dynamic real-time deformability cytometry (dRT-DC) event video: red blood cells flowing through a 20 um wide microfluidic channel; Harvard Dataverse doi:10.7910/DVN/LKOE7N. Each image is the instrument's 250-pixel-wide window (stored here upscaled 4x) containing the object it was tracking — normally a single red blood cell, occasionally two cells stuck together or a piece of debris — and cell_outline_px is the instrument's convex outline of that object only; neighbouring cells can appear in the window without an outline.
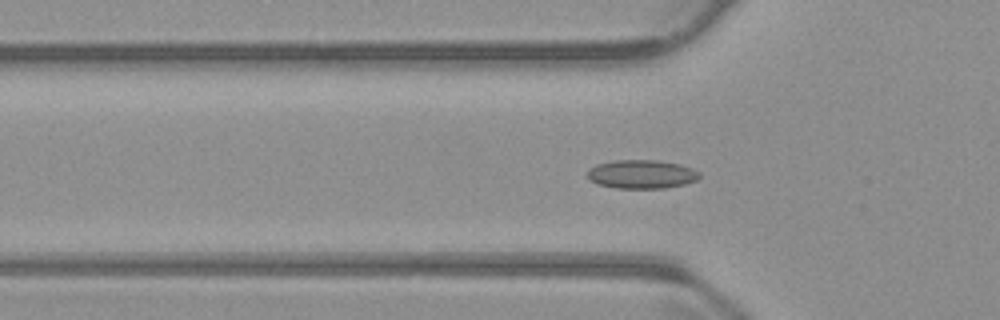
{"species": "common noctule bat (a hibernating species)", "species_latin": "Nyctalus noctula", "temperature_condition": "warm", "stored_images_in_passage": 45, "segment_of_instrument_passage": [1, 2], "camera_frame_rate_fps": 3000, "um_per_image_px": 0.085, "animal": {"sex": "male", "body_mass_g": 23.1, "forearm_length_mm": 52.7}, "frame": {"image": 1, "passage_image": 7, "time_ms": 2.0, "image_size_px": [1000, 320], "cell_outline_px": [[700, 176], [696, 180], [684, 184], [664, 188], [616, 188], [596, 184], [588, 180], [588, 172], [596, 164], [616, 160], [660, 160], [680, 164], [692, 168], [700, 172]], "centroid_in_image_um": [54.54, 14.8], "position_along_channel_um": 71.3, "area_um2": 18.79}}
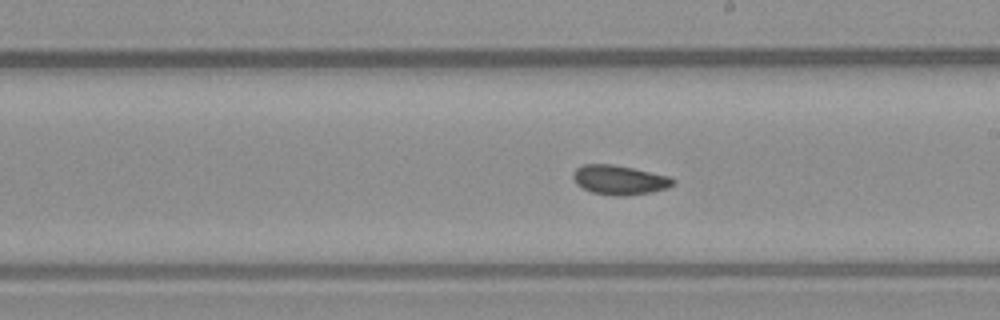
{"frame": {"image": 2, "passage_image": 20, "time_ms": 6.333, "image_size_px": [1000, 320], "cell_outline_px": [[676, 184], [668, 188], [652, 192], [624, 196], [616, 196], [592, 192], [576, 184], [572, 176], [572, 172], [576, 168], [584, 164], [612, 164], [632, 168], [668, 176], [676, 180]], "centroid_in_image_um": [52.66, 15.3], "position_along_channel_um": 236.3, "area_um2": 17.17}}
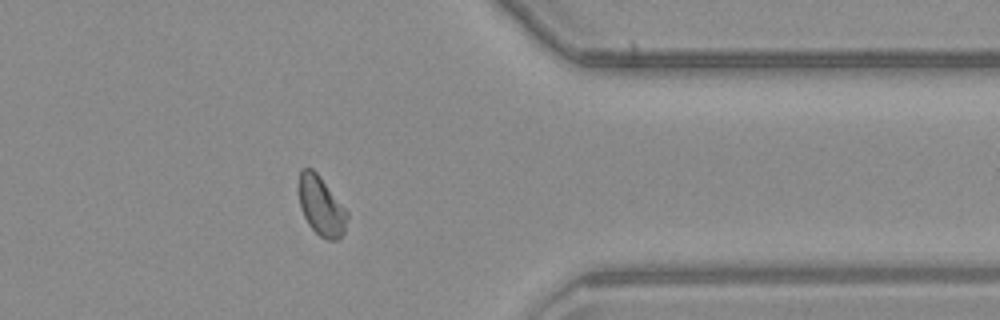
{"frame": {"image": 3, "passage_image": 33, "time_ms": 10.667, "image_size_px": [1000, 320], "cell_outline_px": [[348, 216], [344, 232], [336, 240], [328, 240], [320, 236], [308, 224], [300, 208], [300, 172], [304, 168], [312, 168], [316, 172], [348, 212]], "centroid_in_image_um": [27.31, 17.54], "position_along_channel_um": 384.1, "area_um2": 16.24}}